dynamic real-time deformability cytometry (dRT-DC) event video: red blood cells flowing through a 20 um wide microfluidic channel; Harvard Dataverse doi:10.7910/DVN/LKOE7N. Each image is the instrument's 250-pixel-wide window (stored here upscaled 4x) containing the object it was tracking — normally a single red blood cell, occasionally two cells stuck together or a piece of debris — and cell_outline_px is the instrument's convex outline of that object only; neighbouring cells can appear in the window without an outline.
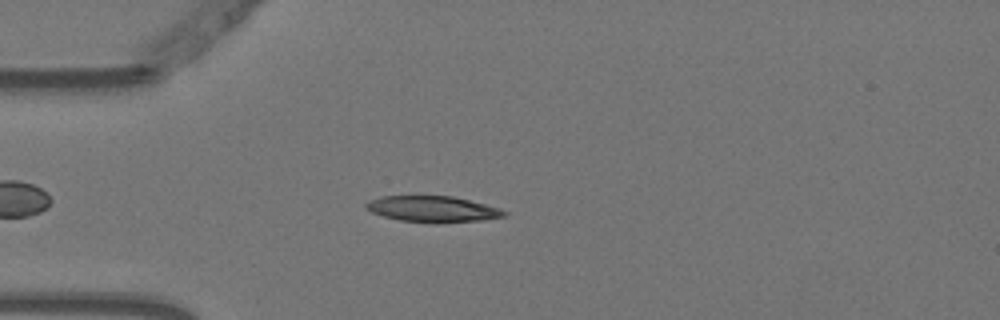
{"species": "Egyptian fruit bat (a non-hibernating species)", "species_latin": "Rousettus aegyptiacus", "temperature_condition": "warm", "stored_images_in_passage": 46, "camera_frame_rate_fps": 3000, "um_per_image_px": 0.085, "animal": {"sex": "female"}, "frame": {"image": 1, "passage_image": 10, "time_ms": 3.0, "image_size_px": [1000, 320], "cell_outline_px": [[508, 212], [504, 216], [480, 220], [432, 224], [400, 220], [384, 216], [372, 212], [364, 208], [364, 204], [368, 200], [380, 196], [412, 192], [452, 196], [500, 208]], "centroid_in_image_um": [36.66, 17.72], "position_along_channel_um": 48.3, "area_um2": 22.08}}
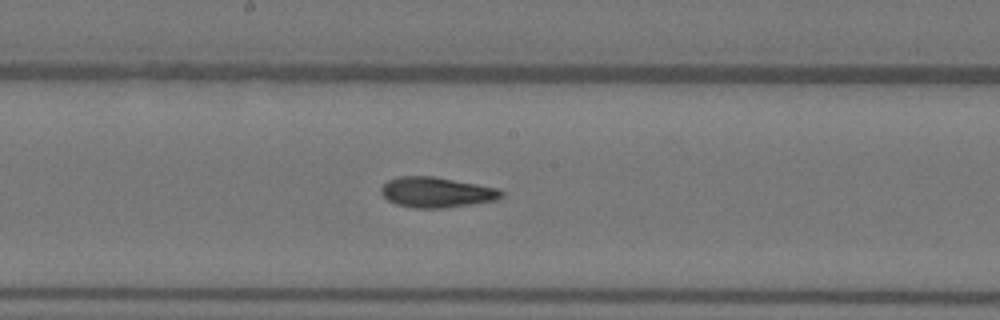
{"frame": {"image": 2, "passage_image": 24, "time_ms": 7.667, "image_size_px": [1000, 320], "cell_outline_px": [[504, 196], [496, 200], [472, 204], [444, 208], [416, 208], [396, 204], [388, 200], [380, 192], [380, 188], [388, 180], [400, 176], [432, 176], [500, 188], [504, 192]], "centroid_in_image_um": [37.13, 16.34], "position_along_channel_um": 211.1, "area_um2": 21.33}}
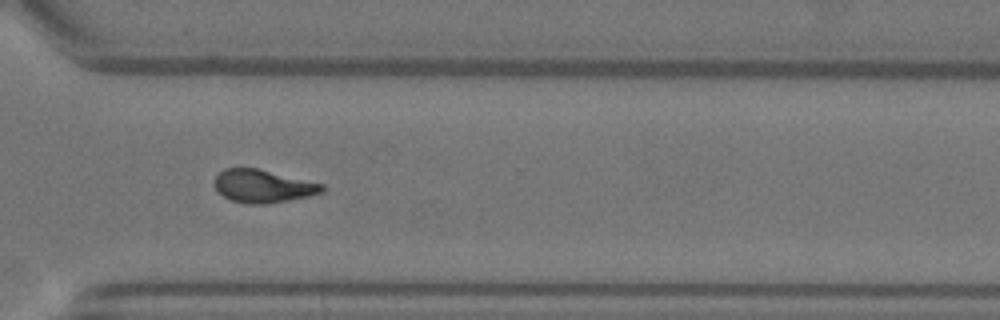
{"frame": {"image": 3, "passage_image": 35, "time_ms": 11.333, "image_size_px": [1000, 320], "cell_outline_px": [[328, 188], [324, 192], [308, 196], [268, 204], [248, 204], [232, 200], [224, 196], [212, 184], [216, 176], [224, 168], [256, 168], [324, 184]], "centroid_in_image_um": [22.38, 15.82], "position_along_channel_um": 348.2, "area_um2": 20.63}, "authors_computed_cell_mechanics": {"area_um2": 21.0103, "velocity_mm_per_s": 3.7619, "shape_relaxation_time_tau1_ms": 7.905, "shape_relaxation_time_tau2_ms": 3.2504, "deformation_change_tau1": 0.2563, "deformation_change_tau2": 0.1162}}